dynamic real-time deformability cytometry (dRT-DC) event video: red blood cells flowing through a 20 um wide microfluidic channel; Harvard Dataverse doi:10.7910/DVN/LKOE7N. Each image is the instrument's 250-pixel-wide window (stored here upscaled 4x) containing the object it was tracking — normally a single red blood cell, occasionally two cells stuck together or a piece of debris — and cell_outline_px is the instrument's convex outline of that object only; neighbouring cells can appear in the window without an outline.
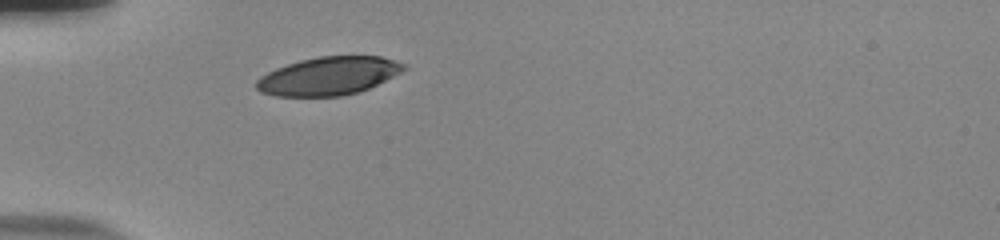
{"species": "human", "species_latin": "Homo sapiens", "temperature_condition": "room temperature", "stored_images_in_passage": 30, "camera_frame_rate_fps": 3000, "um_per_image_px": 0.085, "donor": {"sex": "male"}, "frame": {"image": 1, "passage_image": 1, "time_ms": 0.0, "image_size_px": [1000, 240], "cell_outline_px": [[408, 68], [368, 88], [356, 92], [340, 96], [276, 96], [260, 92], [256, 88], [256, 80], [260, 76], [276, 68], [300, 60], [320, 56], [380, 56], [404, 64]], "centroid_in_image_um": [27.88, 6.46], "position_along_channel_um": 57.1, "area_um2": 32.43}}
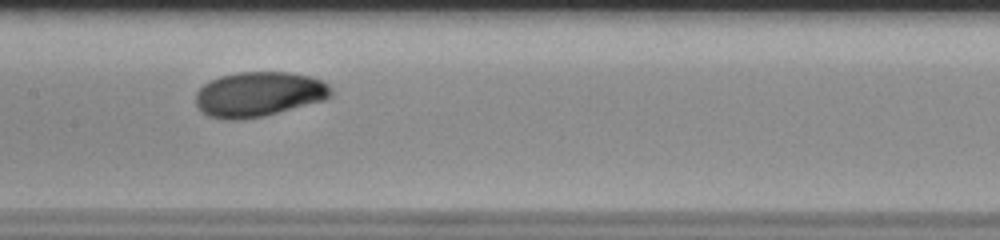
{"frame": {"image": 2, "passage_image": 12, "time_ms": 3.667, "image_size_px": [1000, 240], "cell_outline_px": [[332, 96], [324, 100], [264, 116], [236, 120], [224, 120], [208, 116], [196, 104], [196, 92], [204, 84], [220, 76], [236, 72], [288, 72], [308, 76], [320, 80], [328, 84], [332, 88]], "centroid_in_image_um": [22.0, 8.01], "position_along_channel_um": 185.4, "area_um2": 35.32}}
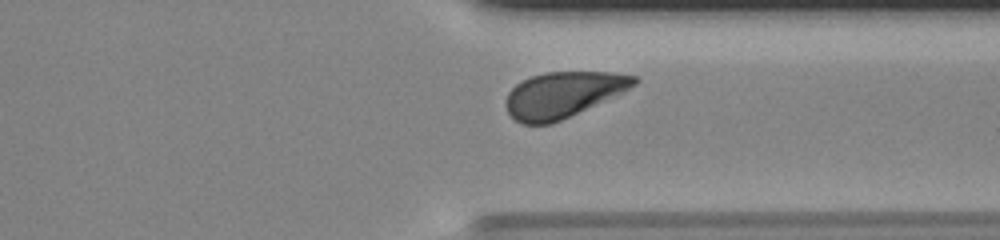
{"frame": {"image": 3, "passage_image": 26, "time_ms": 8.333, "image_size_px": [1000, 240], "cell_outline_px": [[640, 80], [636, 84], [620, 92], [552, 124], [524, 124], [516, 120], [508, 112], [504, 104], [508, 92], [516, 84], [532, 76], [544, 72], [612, 72], [636, 76]], "centroid_in_image_um": [47.8, 8.03], "position_along_channel_um": 363.6, "area_um2": 33.52}, "authors_computed_cell_mechanics": {"area_um2": 34.6511, "velocity_mm_per_s": 3.8106, "shape_relaxation_time_tau1_ms": 2.2033, "shape_relaxation_time_tau2_ms": null, "deformation_change_tau1": 0.1268, "deformation_change_tau2": null}}